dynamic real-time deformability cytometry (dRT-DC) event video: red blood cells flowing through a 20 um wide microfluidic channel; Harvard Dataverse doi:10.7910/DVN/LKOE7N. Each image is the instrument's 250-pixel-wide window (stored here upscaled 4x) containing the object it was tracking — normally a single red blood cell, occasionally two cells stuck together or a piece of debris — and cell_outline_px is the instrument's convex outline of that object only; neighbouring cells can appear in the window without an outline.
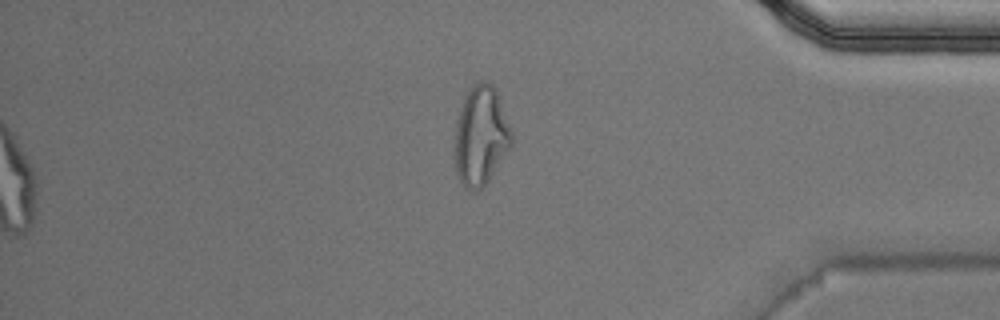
{"species": "Egyptian fruit bat (a non-hibernating species)", "species_latin": "Rousettus aegyptiacus", "temperature_condition": "warm", "stored_images_in_passage": 46, "camera_frame_rate_fps": 3000, "um_per_image_px": 0.085, "animal": {"sex": "male"}, "frame": {"image": 1, "passage_image": 46, "time_ms": 15.0, "image_size_px": [1000, 320], "cell_outline_px": [[512, 144], [488, 180], [476, 192], [472, 192], [464, 188], [456, 172], [452, 156], [452, 148], [456, 120], [460, 108], [472, 84], [480, 80], [488, 80], [492, 84], [496, 92], [512, 132]], "centroid_in_image_um": [40.8, 11.57], "position_along_channel_um": 394.4, "area_um2": 33.18}, "authors_computed_cell_mechanics": {"area_um2": 21.6461, "velocity_mm_per_s": 4.0468, "shape_relaxation_time_tau1_ms": null, "shape_relaxation_time_tau2_ms": 0.9624, "deformation_change_tau1": null, "deformation_change_tau2": 0.071}}